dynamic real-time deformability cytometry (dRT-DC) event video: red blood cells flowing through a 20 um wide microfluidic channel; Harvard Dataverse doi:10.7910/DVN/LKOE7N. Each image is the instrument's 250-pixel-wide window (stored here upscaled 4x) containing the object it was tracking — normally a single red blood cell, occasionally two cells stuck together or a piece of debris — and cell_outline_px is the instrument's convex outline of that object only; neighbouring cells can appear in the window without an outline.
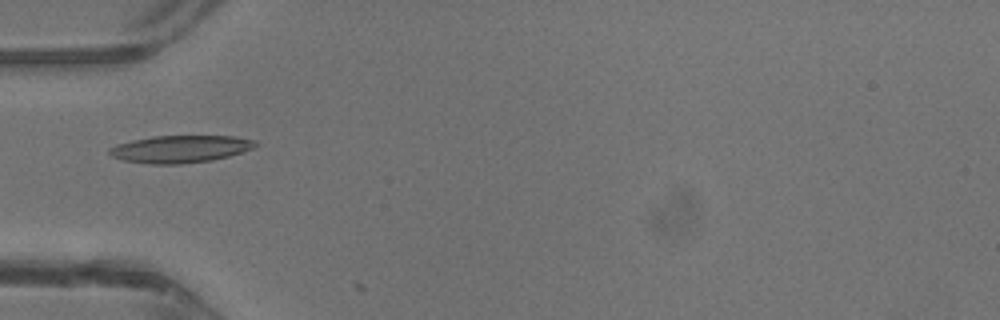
{"species": "common noctule bat (a hibernating species)", "species_latin": "Nyctalus noctula", "temperature_condition": "warm", "stored_images_in_passage": 6, "camera_frame_rate_fps": 3000, "um_per_image_px": 0.085, "animal": {"sex": "male", "body_mass_g": 13.3}, "frame": {"image": 1, "passage_image": 1, "time_ms": 0.0, "image_size_px": [1000, 320], "cell_outline_px": [[260, 144], [244, 152], [212, 160], [180, 164], [148, 164], [124, 160], [112, 156], [108, 152], [108, 148], [116, 144], [132, 140], [152, 136], [232, 136], [256, 140]], "centroid_in_image_um": [15.33, 12.66], "position_along_channel_um": 69.7, "area_um2": 23.35}}
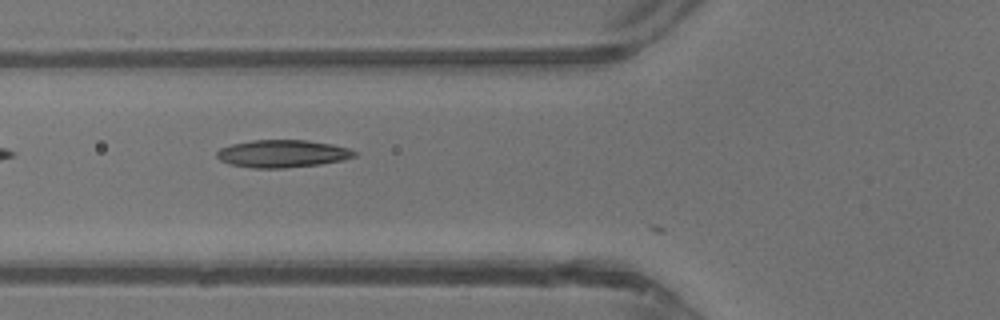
{"frame": {"image": 2, "passage_image": 3, "time_ms": 0.667, "image_size_px": [1000, 320], "cell_outline_px": [[360, 152], [356, 156], [344, 160], [320, 164], [284, 168], [252, 168], [228, 164], [220, 160], [216, 156], [216, 152], [220, 148], [232, 144], [252, 140], [304, 140], [332, 144], [352, 148]], "centroid_in_image_um": [24.05, 13.06], "position_along_channel_um": 101.8, "area_um2": 22.37}}
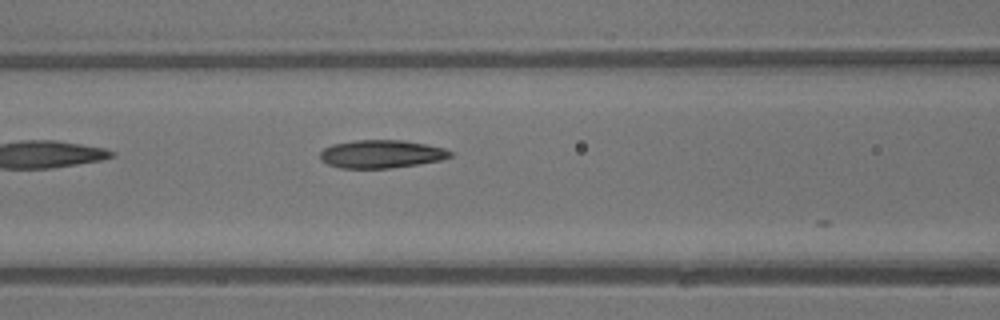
{"frame": {"image": 3, "passage_image": 5, "time_ms": 1.333, "image_size_px": [1000, 320], "cell_outline_px": [[452, 156], [440, 160], [420, 164], [388, 168], [340, 168], [328, 164], [320, 160], [320, 152], [324, 148], [332, 144], [356, 140], [404, 140], [428, 144], [444, 148], [452, 152]], "centroid_in_image_um": [32.41, 13.09], "position_along_channel_um": 134.2, "area_um2": 21.39}}